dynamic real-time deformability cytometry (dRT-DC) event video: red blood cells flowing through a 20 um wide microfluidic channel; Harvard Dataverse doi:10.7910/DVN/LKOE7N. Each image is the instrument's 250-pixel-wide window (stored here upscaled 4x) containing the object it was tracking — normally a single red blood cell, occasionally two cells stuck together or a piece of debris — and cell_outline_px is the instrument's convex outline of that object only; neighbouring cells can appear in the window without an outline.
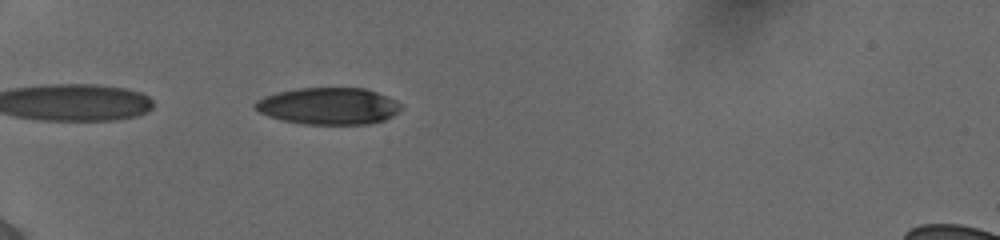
{"species": "human", "species_latin": "Homo sapiens", "temperature_condition": "cold", "stored_images_in_passage": 38, "camera_frame_rate_fps": 3000, "um_per_image_px": 0.085, "donor": {"sex": "female"}, "frame": {"image": 1, "passage_image": 2, "time_ms": 0.333, "image_size_px": [1000, 240], "cell_outline_px": [[404, 108], [392, 116], [384, 120], [372, 124], [300, 124], [280, 120], [268, 116], [260, 112], [252, 104], [256, 100], [264, 96], [276, 92], [296, 88], [364, 88], [376, 92], [396, 100]], "centroid_in_image_um": [27.91, 9.02], "position_along_channel_um": 57.1, "area_um2": 31.62}}
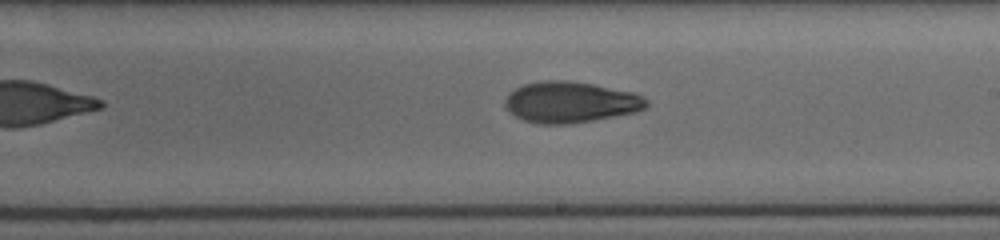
{"frame": {"image": 2, "passage_image": 18, "time_ms": 5.667, "image_size_px": [1000, 240], "cell_outline_px": [[648, 104], [644, 108], [636, 112], [592, 120], [568, 124], [536, 124], [524, 120], [516, 116], [504, 104], [504, 100], [516, 88], [524, 84], [544, 80], [568, 80], [592, 84], [632, 92], [644, 96], [648, 100]], "centroid_in_image_um": [48.5, 8.68], "position_along_channel_um": 240.5, "area_um2": 33.58}}
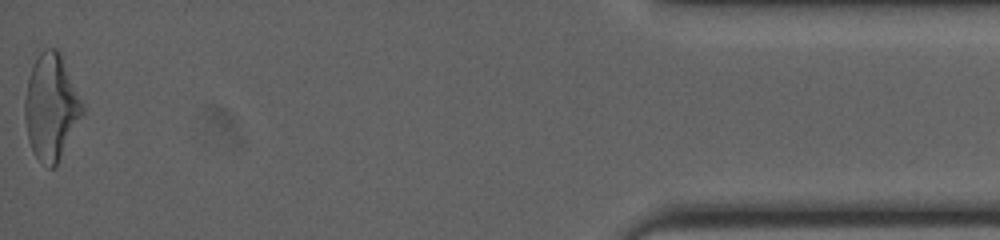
{"frame": {"image": 3, "passage_image": 38, "time_ms": 12.333, "image_size_px": [1000, 240], "cell_outline_px": [[84, 112], [56, 164], [52, 168], [48, 168], [36, 156], [28, 140], [24, 116], [24, 100], [28, 76], [32, 64], [40, 52], [44, 48], [56, 48], [60, 52], [84, 104]], "centroid_in_image_um": [4.33, 9.04], "position_along_channel_um": 430.9, "area_um2": 35.37}, "authors_computed_cell_mechanics": {"area_um2": 33.6974, "velocity_mm_per_s": 3.8998, "shape_relaxation_time_tau1_ms": 4.5421, "shape_relaxation_time_tau2_ms": 4.5464, "deformation_change_tau1": 0.1536, "deformation_change_tau2": 0.1172}}